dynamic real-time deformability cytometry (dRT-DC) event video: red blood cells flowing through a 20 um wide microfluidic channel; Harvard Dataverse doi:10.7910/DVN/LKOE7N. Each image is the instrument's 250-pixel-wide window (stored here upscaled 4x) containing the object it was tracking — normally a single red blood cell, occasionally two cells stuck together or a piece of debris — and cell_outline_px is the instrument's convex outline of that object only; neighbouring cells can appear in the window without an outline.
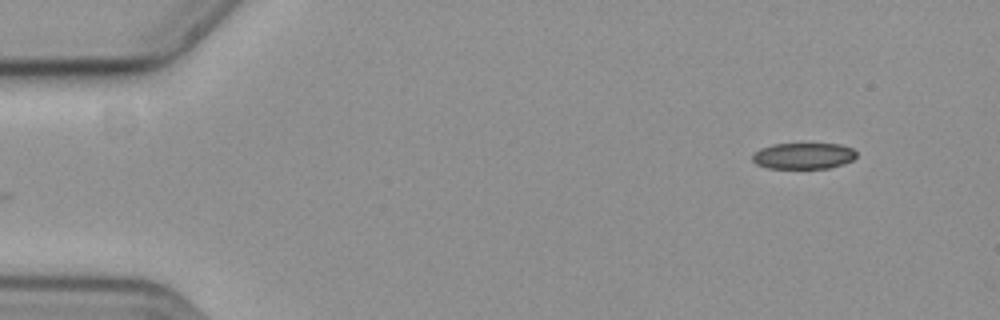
{"species": "common noctule bat (a hibernating species)", "species_latin": "Nyctalus noctula", "temperature_condition": "cold", "stored_images_in_passage": 53, "camera_frame_rate_fps": 3000, "um_per_image_px": 0.085, "animal": {"sex": "female", "body_mass_g": 19.3, "forearm_length_mm": 54.1}, "frame": {"image": 1, "passage_image": 1, "time_ms": 0.0, "image_size_px": [1000, 320], "cell_outline_px": [[856, 156], [852, 160], [844, 164], [828, 168], [768, 168], [756, 164], [752, 160], [752, 156], [760, 148], [772, 144], [840, 144], [852, 148], [856, 152]], "centroid_in_image_um": [68.29, 13.25], "position_along_channel_um": 16.7, "area_um2": 15.84}}
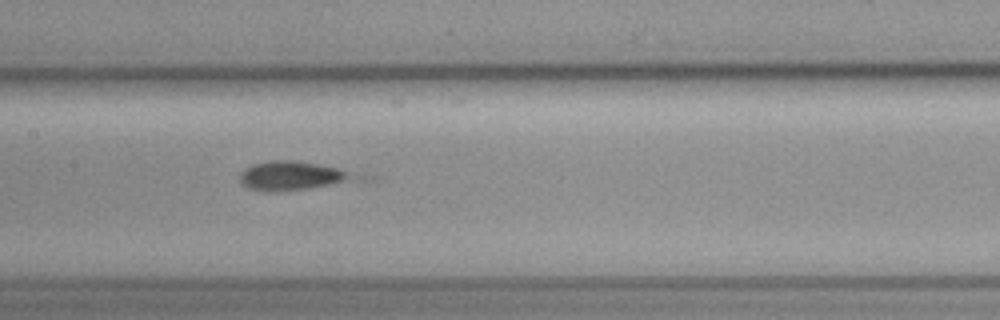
{"frame": {"image": 2, "passage_image": 24, "time_ms": 7.667, "image_size_px": [1000, 320], "cell_outline_px": [[348, 176], [340, 180], [328, 184], [308, 188], [280, 192], [268, 192], [248, 188], [240, 180], [240, 172], [244, 168], [252, 164], [268, 160], [296, 160], [336, 168], [344, 172]], "centroid_in_image_um": [24.5, 14.93], "position_along_channel_um": 182.9, "area_um2": 18.26}}
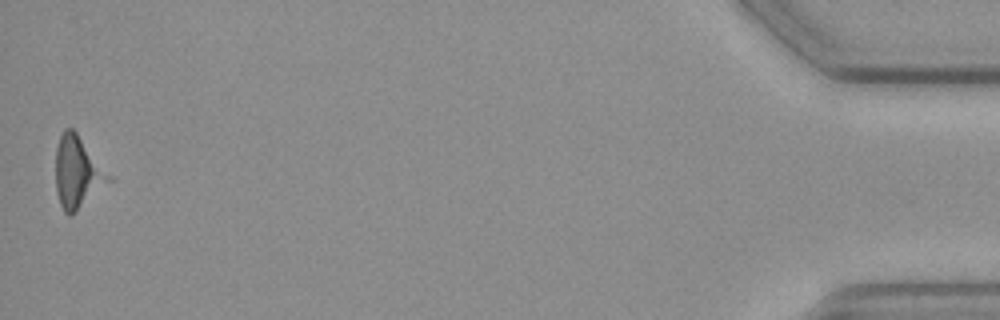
{"frame": {"image": 3, "passage_image": 53, "time_ms": 17.333, "image_size_px": [1000, 320], "cell_outline_px": [[112, 180], [72, 216], [68, 216], [64, 212], [60, 204], [56, 192], [56, 148], [60, 136], [64, 128], [72, 128], [76, 132], [112, 176]], "centroid_in_image_um": [6.59, 14.68], "position_along_channel_um": 428.6, "area_um2": 22.25}, "authors_computed_cell_mechanics": {"area_um2": 17.7446, "velocity_mm_per_s": 3.5752, "shape_relaxation_time_tau1_ms": 2.9, "shape_relaxation_time_tau2_ms": null, "deformation_change_tau1": 0.1277, "deformation_change_tau2": null}}